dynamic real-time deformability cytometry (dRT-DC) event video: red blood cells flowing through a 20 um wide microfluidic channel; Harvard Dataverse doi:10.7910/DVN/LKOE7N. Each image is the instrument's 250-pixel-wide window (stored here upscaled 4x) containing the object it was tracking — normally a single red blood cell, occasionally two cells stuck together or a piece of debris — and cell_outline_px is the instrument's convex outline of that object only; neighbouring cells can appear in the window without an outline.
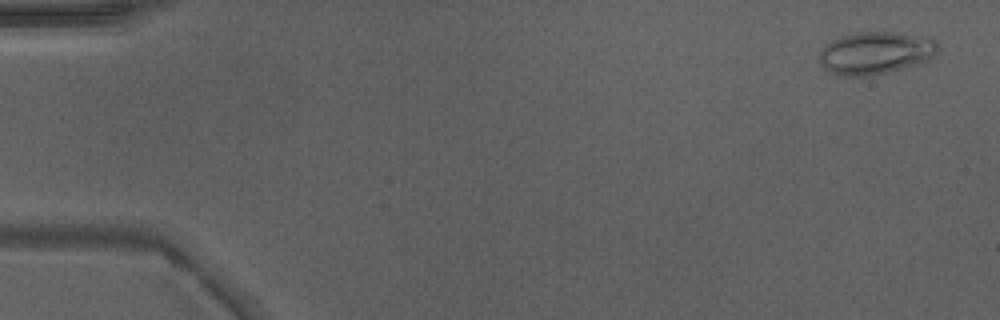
{"species": "Egyptian fruit bat (a non-hibernating species)", "species_latin": "Rousettus aegyptiacus", "temperature_condition": "warm", "stored_images_in_passage": 48, "camera_frame_rate_fps": 3000, "um_per_image_px": 0.085, "animal": {"sex": "male"}, "frame": {"image": 1, "passage_image": 2, "time_ms": 0.333, "image_size_px": [1000, 320], "cell_outline_px": [[936, 52], [928, 60], [916, 64], [868, 76], [840, 76], [824, 68], [820, 60], [820, 52], [832, 40], [840, 36], [856, 32], [896, 32], [932, 36], [936, 40]], "centroid_in_image_um": [74.44, 4.47], "position_along_channel_um": 10.6, "area_um2": 29.13}}
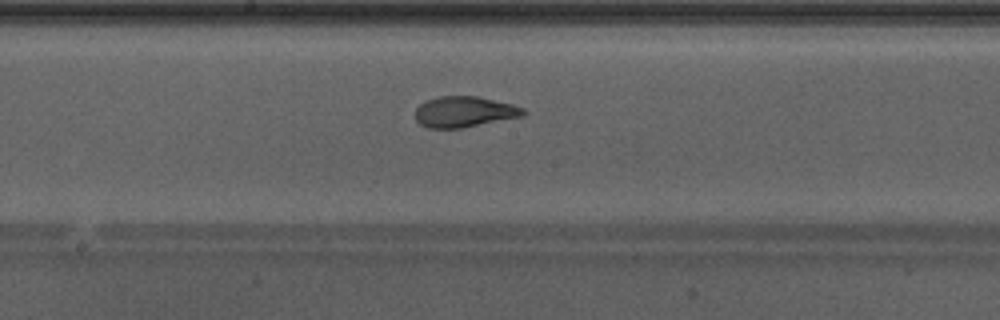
{"frame": {"image": 2, "passage_image": 26, "time_ms": 8.333, "image_size_px": [1000, 320], "cell_outline_px": [[528, 112], [524, 116], [460, 128], [428, 128], [420, 124], [416, 120], [416, 108], [424, 100], [436, 96], [476, 96], [512, 104], [524, 108]], "centroid_in_image_um": [39.46, 9.49], "position_along_channel_um": 208.7, "area_um2": 19.48}}
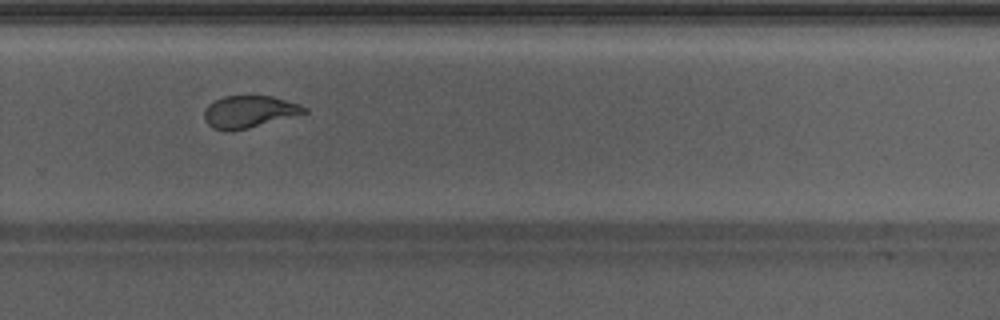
{"frame": {"image": 3, "passage_image": 33, "time_ms": 10.667, "image_size_px": [1000, 320], "cell_outline_px": [[308, 112], [248, 128], [228, 132], [224, 132], [212, 128], [204, 120], [204, 108], [208, 104], [224, 96], [272, 96], [300, 104], [308, 108]], "centroid_in_image_um": [21.14, 9.5], "position_along_channel_um": 308.7, "area_um2": 18.79}, "authors_computed_cell_mechanics": {"area_um2": 20.8369, "velocity_mm_per_s": 4.2925, "shape_relaxation_time_tau1_ms": 5.2788, "shape_relaxation_time_tau2_ms": 0.9439, "deformation_change_tau1": 0.1702, "deformation_change_tau2": 0.0818}}